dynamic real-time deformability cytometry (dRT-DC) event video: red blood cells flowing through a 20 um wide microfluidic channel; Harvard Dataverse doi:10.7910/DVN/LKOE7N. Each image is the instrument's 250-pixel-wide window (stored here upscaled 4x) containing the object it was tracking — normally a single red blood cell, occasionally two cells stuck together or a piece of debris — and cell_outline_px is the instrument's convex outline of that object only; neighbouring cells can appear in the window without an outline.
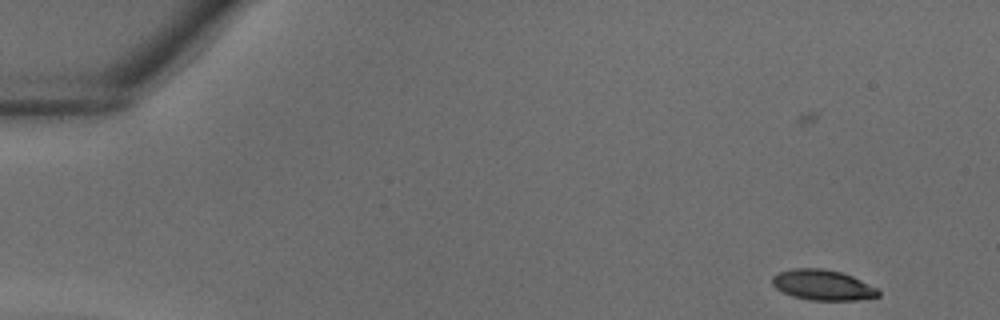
{"species": "common noctule bat (a hibernating species)", "species_latin": "Nyctalus noctula", "temperature_condition": "warm", "stored_images_in_passage": 37, "camera_frame_rate_fps": 3000, "um_per_image_px": 0.085, "animal": {"sex": "male", "body_mass_g": 18.8}, "frame": {"image": 1, "passage_image": 1, "time_ms": 0.0, "image_size_px": [1000, 320], "cell_outline_px": [[880, 296], [856, 300], [812, 300], [792, 296], [776, 288], [772, 284], [772, 276], [776, 272], [792, 268], [824, 268], [840, 272], [852, 276], [876, 288], [880, 292]], "centroid_in_image_um": [69.89, 24.21], "position_along_channel_um": 15.1, "area_um2": 18.79}}
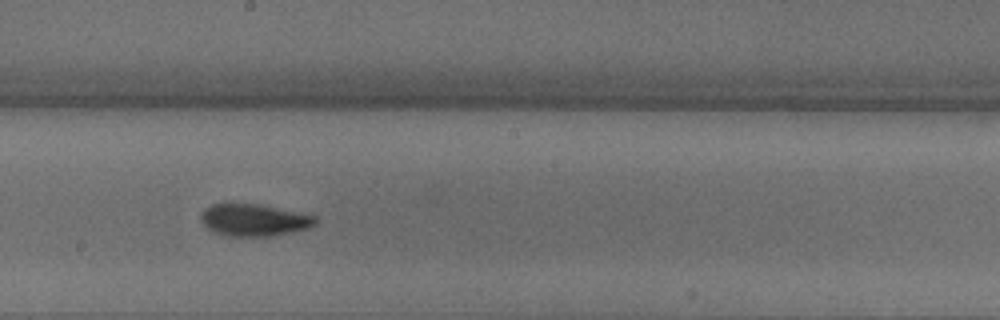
{"frame": {"image": 2, "passage_image": 20, "time_ms": 6.333, "image_size_px": [1000, 320], "cell_outline_px": [[316, 224], [308, 228], [276, 236], [228, 236], [212, 232], [200, 220], [200, 212], [204, 208], [212, 204], [256, 204], [316, 216]], "centroid_in_image_um": [21.55, 18.72], "position_along_channel_um": 226.7, "area_um2": 21.33}}
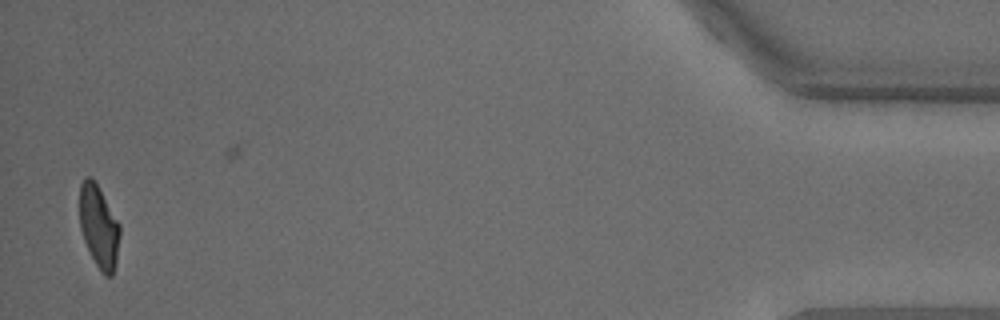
{"frame": {"image": 3, "passage_image": 36, "time_ms": 11.667, "image_size_px": [1000, 320], "cell_outline_px": [[120, 236], [116, 264], [112, 276], [104, 276], [100, 272], [84, 240], [80, 228], [80, 184], [84, 176], [92, 176], [120, 224]], "centroid_in_image_um": [8.41, 19.26], "position_along_channel_um": 426.8, "area_um2": 19.42}}